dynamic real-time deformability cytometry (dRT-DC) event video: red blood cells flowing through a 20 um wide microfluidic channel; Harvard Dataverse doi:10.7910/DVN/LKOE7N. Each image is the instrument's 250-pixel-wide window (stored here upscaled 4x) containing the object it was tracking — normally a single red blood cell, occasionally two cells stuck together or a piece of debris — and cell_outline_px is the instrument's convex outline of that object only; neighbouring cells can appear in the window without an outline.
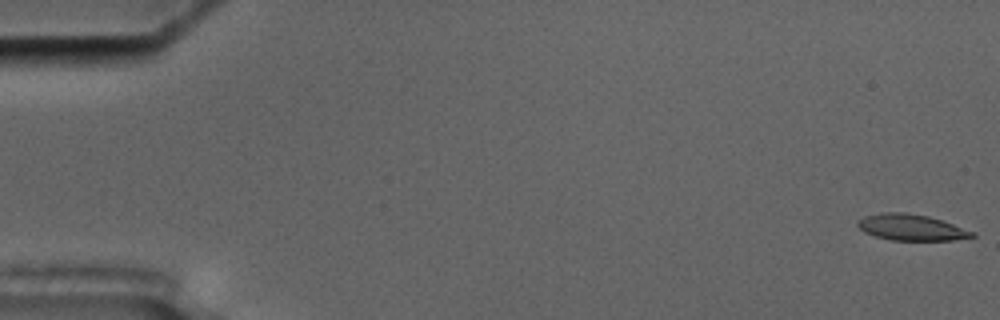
{"species": "common noctule bat (a hibernating species)", "species_latin": "Nyctalus noctula", "temperature_condition": "cold", "stored_images_in_passage": 6, "camera_frame_rate_fps": 3000, "um_per_image_px": 0.085, "animal": {"sex": "male", "body_mass_g": 17.5, "forearm_length_mm": 52.3}, "frame": {"image": 1, "passage_image": 1, "time_ms": 0.0, "image_size_px": [1000, 320], "cell_outline_px": [[976, 236], [952, 240], [892, 240], [876, 236], [864, 232], [856, 224], [864, 216], [880, 212], [904, 212], [928, 216], [976, 232]], "centroid_in_image_um": [77.45, 19.32], "position_along_channel_um": 7.5, "area_um2": 17.28}}
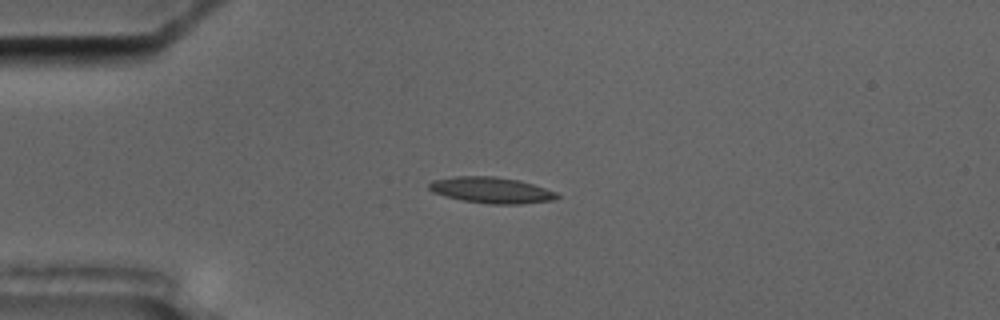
{"frame": {"image": 2, "passage_image": 5, "time_ms": 4.667, "image_size_px": [1000, 320], "cell_outline_px": [[560, 196], [552, 200], [520, 204], [488, 204], [464, 200], [444, 196], [432, 192], [428, 188], [428, 184], [432, 180], [456, 176], [492, 176], [520, 180], [556, 192]], "centroid_in_image_um": [41.73, 16.16], "position_along_channel_um": 43.3, "area_um2": 19.36}}
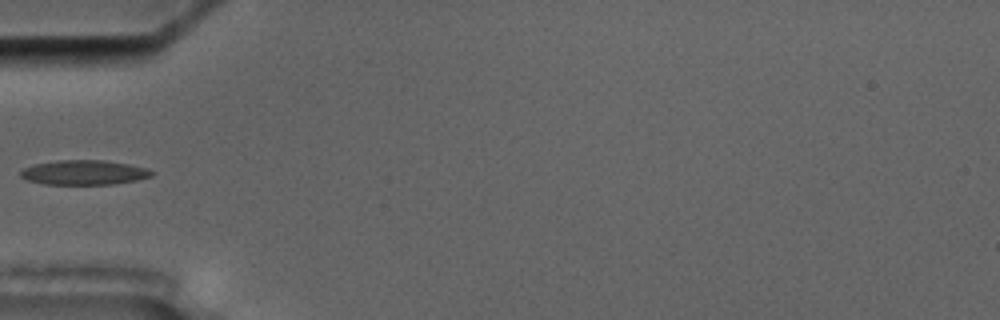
{"frame": {"image": 3, "passage_image": 6, "time_ms": 6.333, "image_size_px": [1000, 320], "cell_outline_px": [[156, 172], [152, 176], [136, 180], [116, 184], [44, 184], [24, 180], [20, 176], [20, 172], [24, 168], [36, 164], [56, 160], [104, 160], [128, 164], [148, 168]], "centroid_in_image_um": [7.16, 14.66], "position_along_channel_um": 77.8, "area_um2": 18.96}}